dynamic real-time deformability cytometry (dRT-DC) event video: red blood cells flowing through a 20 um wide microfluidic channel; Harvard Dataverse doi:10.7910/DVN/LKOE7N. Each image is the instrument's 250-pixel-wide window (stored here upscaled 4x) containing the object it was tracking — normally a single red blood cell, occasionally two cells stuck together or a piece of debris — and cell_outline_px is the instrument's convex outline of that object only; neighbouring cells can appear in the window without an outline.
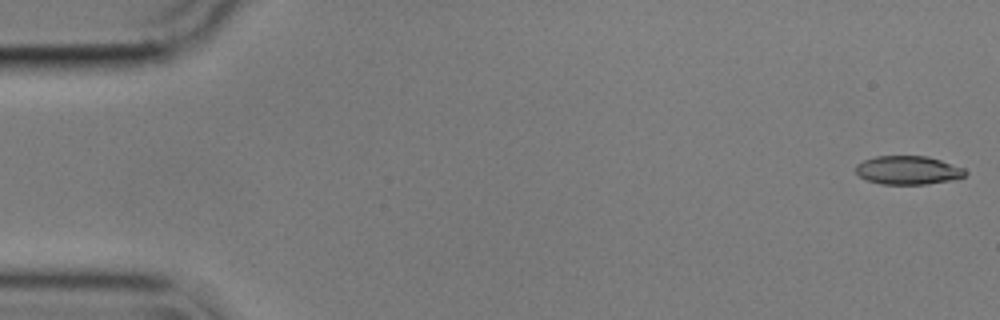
{"species": "common noctule bat (a hibernating species)", "species_latin": "Nyctalus noctula", "temperature_condition": "cold", "stored_images_in_passage": 54, "camera_frame_rate_fps": 3000, "um_per_image_px": 0.085, "animal": {"sex": "male", "body_mass_g": 17.9}, "frame": {"image": 1, "passage_image": 1, "time_ms": 0.0, "image_size_px": [1000, 320], "cell_outline_px": [[968, 172], [964, 176], [948, 180], [924, 184], [880, 184], [868, 180], [860, 176], [856, 172], [856, 164], [864, 160], [876, 156], [928, 156], [964, 168]], "centroid_in_image_um": [77.16, 14.46], "position_along_channel_um": 7.8, "area_um2": 18.03}}
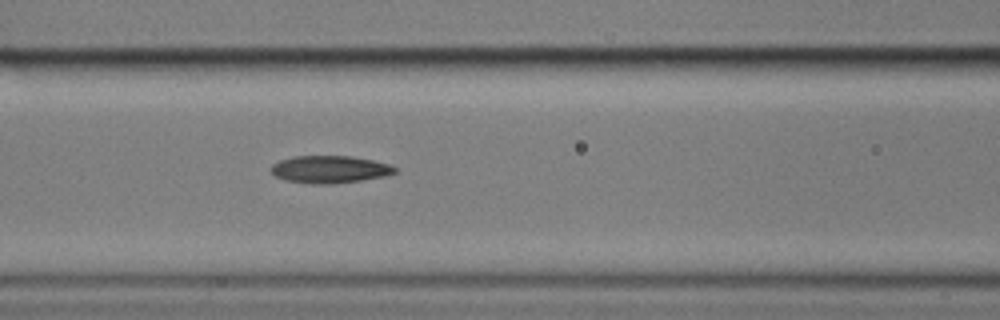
{"frame": {"image": 2, "passage_image": 23, "time_ms": 7.333, "image_size_px": [1000, 320], "cell_outline_px": [[396, 172], [384, 176], [360, 180], [332, 184], [312, 184], [284, 180], [276, 176], [272, 172], [272, 164], [280, 160], [292, 156], [352, 156], [372, 160], [388, 164], [396, 168]], "centroid_in_image_um": [28.0, 14.39], "position_along_channel_um": 138.6, "area_um2": 19.65}}
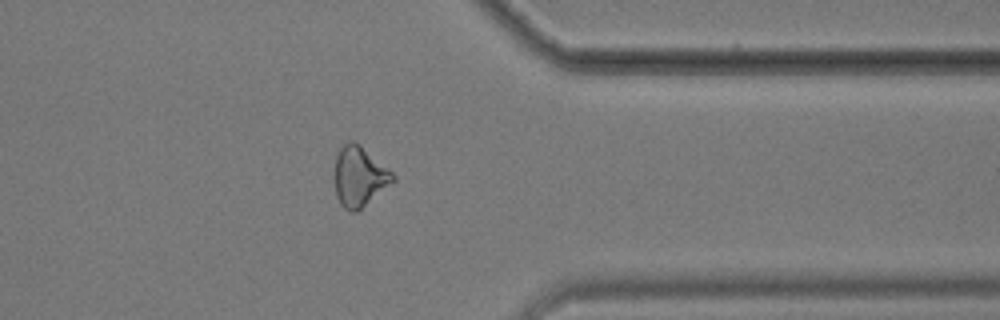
{"frame": {"image": 3, "passage_image": 44, "time_ms": 14.333, "image_size_px": [1000, 320], "cell_outline_px": [[396, 180], [356, 212], [348, 212], [340, 204], [336, 196], [336, 152], [348, 140], [352, 140], [360, 144], [392, 172], [396, 176]], "centroid_in_image_um": [30.55, 15.0], "position_along_channel_um": 380.9, "area_um2": 20.23}, "authors_computed_cell_mechanics": {"area_um2": 19.5942, "velocity_mm_per_s": 3.5935, "shape_relaxation_time_tau1_ms": 5.1544, "shape_relaxation_time_tau2_ms": 7.2114, "deformation_change_tau1": 0.1578, "deformation_change_tau2": 0.1767}}